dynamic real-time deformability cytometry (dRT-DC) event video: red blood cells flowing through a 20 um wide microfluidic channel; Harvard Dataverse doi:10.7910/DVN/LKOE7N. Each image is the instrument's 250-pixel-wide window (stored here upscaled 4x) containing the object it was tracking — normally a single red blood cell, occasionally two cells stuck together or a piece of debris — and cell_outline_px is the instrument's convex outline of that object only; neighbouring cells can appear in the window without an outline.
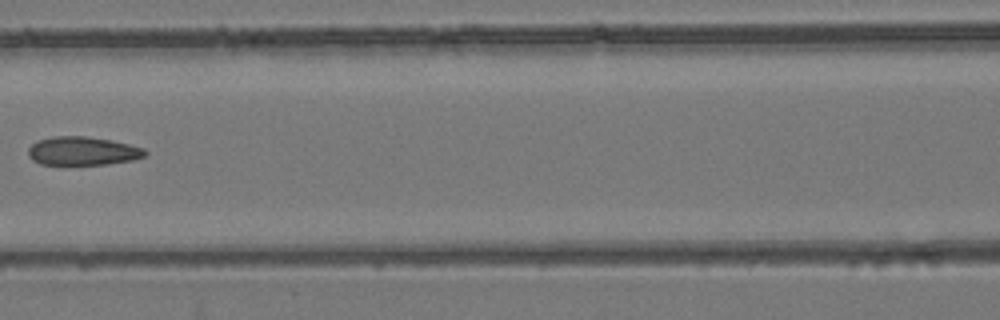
{"species": "common noctule bat (a hibernating species)", "species_latin": "Nyctalus noctula", "temperature_condition": "room temperature", "stored_images_in_passage": 4, "camera_frame_rate_fps": 3000, "um_per_image_px": 0.085, "animal": {"sex": "female", "body_mass_g": 24.6, "forearm_length_mm": 56.2}, "frame": {"image": 1, "passage_image": 3, "time_ms": 2.333, "image_size_px": [1000, 320], "cell_outline_px": [[148, 152], [144, 156], [132, 160], [108, 164], [40, 164], [32, 160], [28, 156], [28, 148], [36, 140], [52, 136], [84, 136], [112, 140], [144, 148]], "centroid_in_image_um": [7.0, 12.83], "position_along_channel_um": 159.6, "area_um2": 19.48}}
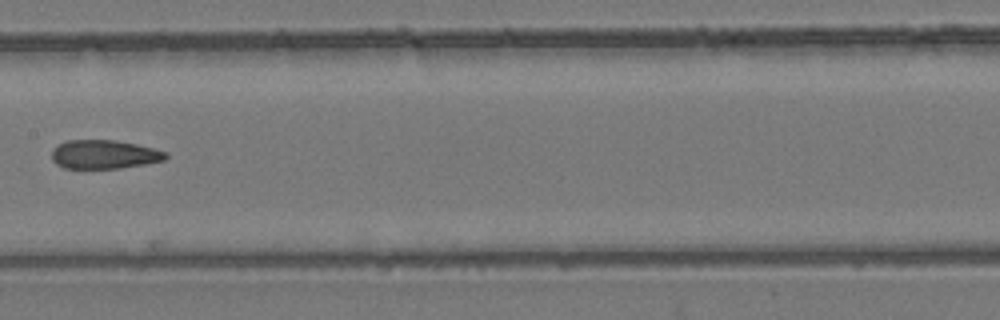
{"frame": {"image": 2, "passage_image": 4, "time_ms": 3.333, "image_size_px": [1000, 320], "cell_outline_px": [[168, 156], [164, 160], [144, 164], [120, 168], [64, 168], [56, 164], [52, 160], [52, 148], [56, 144], [68, 140], [116, 140], [136, 144], [168, 152]], "centroid_in_image_um": [8.83, 13.12], "position_along_channel_um": 198.6, "area_um2": 19.19}}